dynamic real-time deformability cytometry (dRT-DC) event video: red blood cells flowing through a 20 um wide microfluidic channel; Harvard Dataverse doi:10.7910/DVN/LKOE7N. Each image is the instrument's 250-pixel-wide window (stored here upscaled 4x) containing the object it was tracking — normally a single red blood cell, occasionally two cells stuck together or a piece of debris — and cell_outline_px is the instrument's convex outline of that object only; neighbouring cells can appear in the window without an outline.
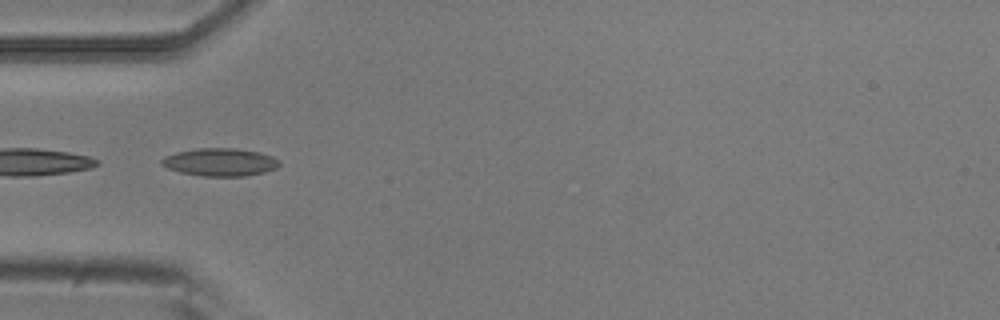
{"species": "common noctule bat (a hibernating species)", "species_latin": "Nyctalus noctula", "temperature_condition": "room temperature", "stored_images_in_passage": 8, "camera_frame_rate_fps": 3000, "um_per_image_px": 0.085, "animal": {"sex": "male", "body_mass_g": 20.5, "forearm_length_mm": 52.5}, "frame": {"image": 1, "passage_image": 5, "time_ms": 1.333, "image_size_px": [1000, 320], "cell_outline_px": [[280, 164], [276, 168], [264, 172], [244, 176], [204, 176], [180, 172], [168, 168], [160, 164], [160, 160], [164, 156], [176, 152], [200, 148], [232, 148], [260, 152], [272, 156], [280, 160]], "centroid_in_image_um": [18.7, 13.78], "position_along_channel_um": 66.3, "area_um2": 19.07}}
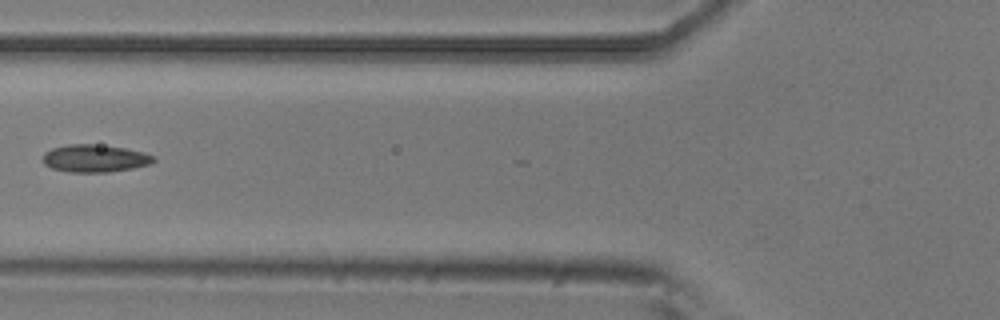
{"frame": {"image": 2, "passage_image": 6, "time_ms": 1.667, "image_size_px": [1000, 320], "cell_outline_px": [[156, 160], [148, 164], [132, 168], [108, 172], [68, 172], [52, 168], [44, 164], [44, 152], [52, 148], [68, 144], [92, 144], [124, 148], [144, 152], [156, 156]], "centroid_in_image_um": [8.06, 13.46], "position_along_channel_um": 117.7, "area_um2": 17.69}}
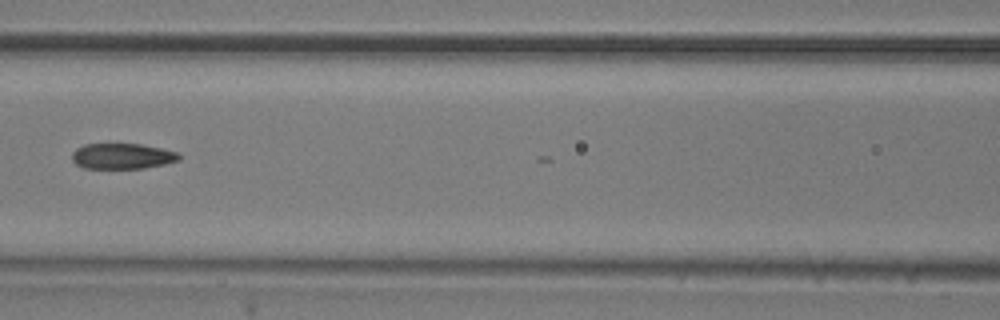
{"frame": {"image": 3, "passage_image": 7, "time_ms": 2.0, "image_size_px": [1000, 320], "cell_outline_px": [[180, 160], [164, 164], [144, 168], [84, 168], [76, 164], [72, 160], [72, 152], [76, 148], [84, 144], [140, 144], [160, 148], [176, 152], [180, 156]], "centroid_in_image_um": [10.36, 13.27], "position_along_channel_um": 156.2, "area_um2": 15.9}}